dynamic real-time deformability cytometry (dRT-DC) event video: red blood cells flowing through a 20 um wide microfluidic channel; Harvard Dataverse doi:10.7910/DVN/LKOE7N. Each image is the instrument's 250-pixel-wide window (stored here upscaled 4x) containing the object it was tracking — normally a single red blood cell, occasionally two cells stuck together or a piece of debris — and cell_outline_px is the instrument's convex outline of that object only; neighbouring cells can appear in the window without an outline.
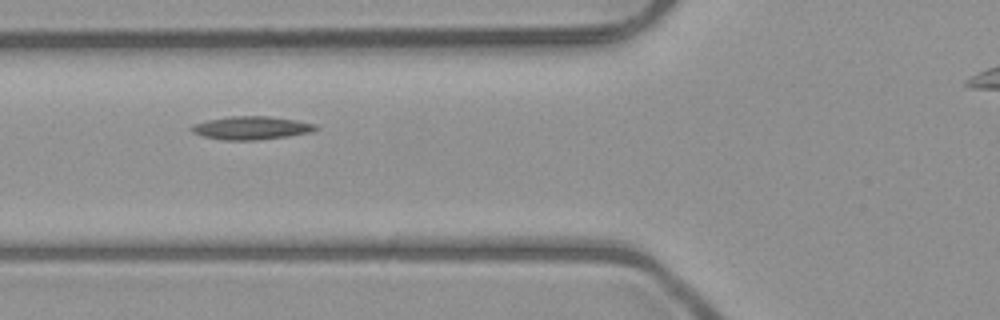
{"species": "common noctule bat (a hibernating species)", "species_latin": "Nyctalus noctula", "temperature_condition": "room temperature", "stored_images_in_passage": 5, "camera_frame_rate_fps": 3000, "um_per_image_px": 0.085, "animal": {"sex": "male", "body_mass_g": 23.1, "forearm_length_mm": 52.7}, "frame": {"image": 1, "passage_image": 2, "time_ms": 1.0, "image_size_px": [1000, 320], "cell_outline_px": [[320, 128], [312, 132], [288, 136], [256, 140], [224, 140], [204, 136], [192, 132], [188, 128], [192, 124], [208, 120], [232, 116], [268, 116], [296, 120], [316, 124]], "centroid_in_image_um": [21.37, 10.87], "position_along_channel_um": 104.4, "area_um2": 16.82}}
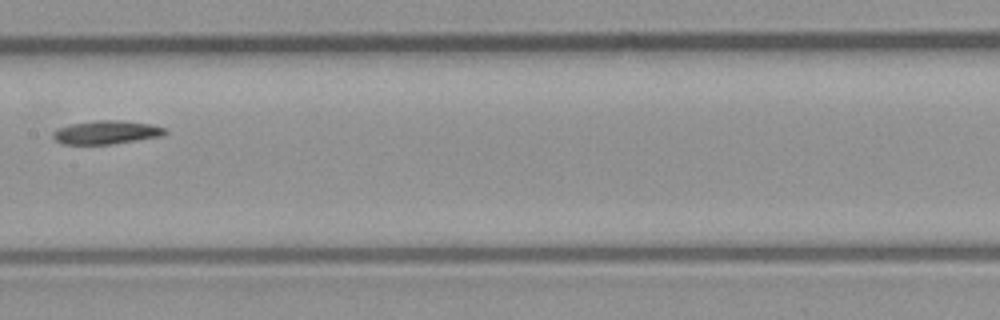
{"frame": {"image": 2, "passage_image": 4, "time_ms": 3.333, "image_size_px": [1000, 320], "cell_outline_px": [[168, 132], [164, 136], [112, 144], [60, 144], [52, 136], [52, 132], [60, 128], [72, 124], [96, 120], [120, 120], [152, 124], [164, 128]], "centroid_in_image_um": [9.08, 11.25], "position_along_channel_um": 198.3, "area_um2": 15.37}}
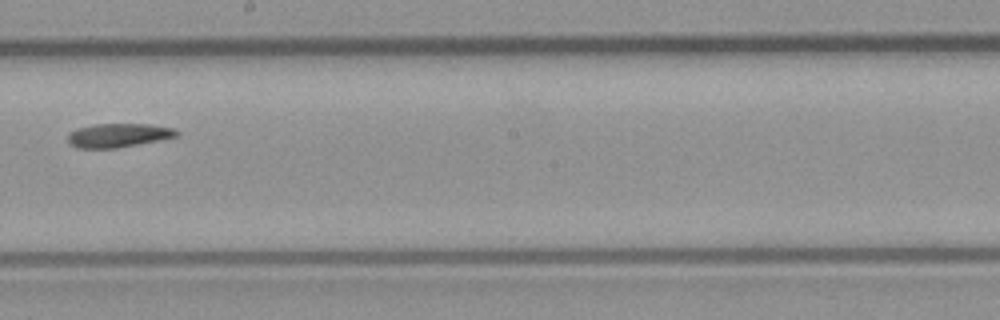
{"frame": {"image": 3, "passage_image": 5, "time_ms": 4.333, "image_size_px": [1000, 320], "cell_outline_px": [[180, 132], [176, 136], [116, 148], [76, 148], [68, 144], [68, 132], [76, 128], [96, 124], [148, 124], [172, 128]], "centroid_in_image_um": [9.97, 11.5], "position_along_channel_um": 238.2, "area_um2": 14.97}}